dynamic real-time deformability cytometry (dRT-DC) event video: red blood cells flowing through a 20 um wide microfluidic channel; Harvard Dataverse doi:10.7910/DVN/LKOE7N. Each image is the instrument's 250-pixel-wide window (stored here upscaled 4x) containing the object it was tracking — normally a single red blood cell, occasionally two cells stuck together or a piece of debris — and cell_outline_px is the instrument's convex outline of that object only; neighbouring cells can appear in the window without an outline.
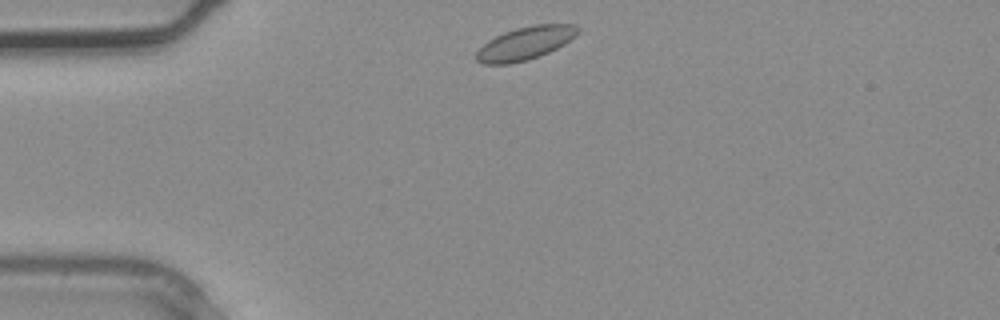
{"species": "common noctule bat (a hibernating species)", "species_latin": "Nyctalus noctula", "temperature_condition": "warm", "stored_images_in_passage": 1, "camera_frame_rate_fps": 3000, "um_per_image_px": 0.085, "animal": {"sex": "male", "body_mass_g": 20.4}, "frame": {"image": 1, "passage_image": 1, "time_ms": 0.0, "image_size_px": [1000, 320], "cell_outline_px": [[580, 32], [576, 36], [564, 44], [548, 52], [528, 60], [508, 64], [484, 64], [476, 60], [476, 52], [488, 40], [504, 32], [516, 28], [536, 24], [576, 24], [580, 28]], "centroid_in_image_um": [44.67, 3.66], "position_along_channel_um": 40.3, "area_um2": 19.54}}